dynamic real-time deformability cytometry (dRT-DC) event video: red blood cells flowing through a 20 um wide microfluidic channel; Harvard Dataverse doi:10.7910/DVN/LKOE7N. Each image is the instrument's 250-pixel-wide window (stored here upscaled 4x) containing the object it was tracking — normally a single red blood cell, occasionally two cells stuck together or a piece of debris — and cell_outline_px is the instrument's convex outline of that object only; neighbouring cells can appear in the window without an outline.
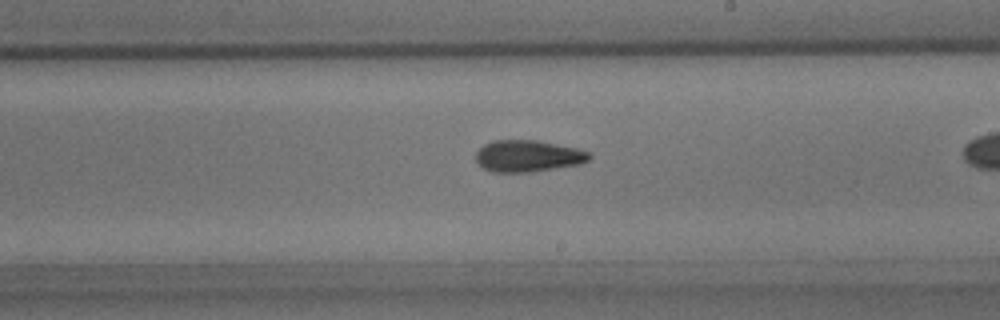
{"species": "common noctule bat (a hibernating species)", "species_latin": "Nyctalus noctula", "temperature_condition": "room temperature", "stored_images_in_passage": 39, "camera_frame_rate_fps": 3000, "um_per_image_px": 0.085, "animal": {"sex": "male", "body_mass_g": 15.6}, "frame": {"image": 1, "passage_image": 28, "time_ms": 9.0, "image_size_px": [1000, 320], "cell_outline_px": [[592, 156], [588, 160], [580, 164], [532, 172], [492, 172], [484, 168], [476, 160], [476, 152], [484, 144], [492, 140], [536, 140], [576, 148], [588, 152]], "centroid_in_image_um": [44.86, 13.26], "position_along_channel_um": 244.1, "area_um2": 20.87}}